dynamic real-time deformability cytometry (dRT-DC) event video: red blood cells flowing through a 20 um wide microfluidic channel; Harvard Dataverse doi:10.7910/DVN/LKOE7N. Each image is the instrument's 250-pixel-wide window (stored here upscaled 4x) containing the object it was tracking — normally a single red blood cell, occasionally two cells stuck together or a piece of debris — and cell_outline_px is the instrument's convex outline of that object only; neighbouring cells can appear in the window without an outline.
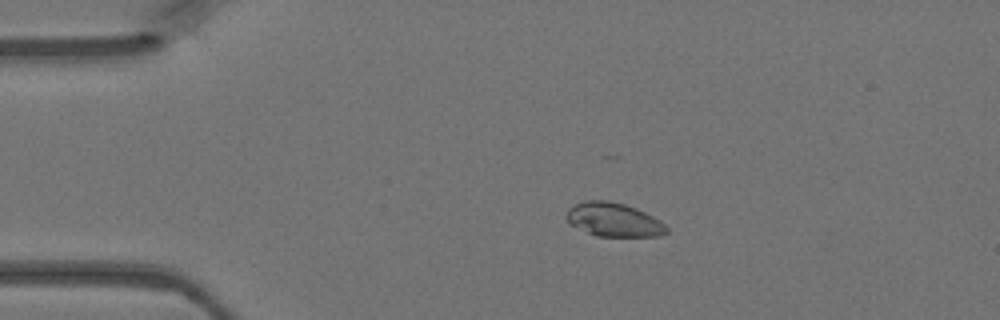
{"species": "Egyptian fruit bat (a non-hibernating species)", "species_latin": "Rousettus aegyptiacus", "temperature_condition": "warm", "stored_images_in_passage": 47, "camera_frame_rate_fps": 3000, "um_per_image_px": 0.085, "animal": {"sex": "female"}, "frame": {"image": 1, "passage_image": 10, "time_ms": 3.0, "image_size_px": [1000, 320], "cell_outline_px": [[668, 232], [660, 236], [596, 236], [572, 224], [564, 216], [568, 208], [576, 204], [588, 200], [608, 200], [624, 204], [636, 208], [660, 220], [668, 228]], "centroid_in_image_um": [52.18, 18.67], "position_along_channel_um": 32.8, "area_um2": 19.54}}
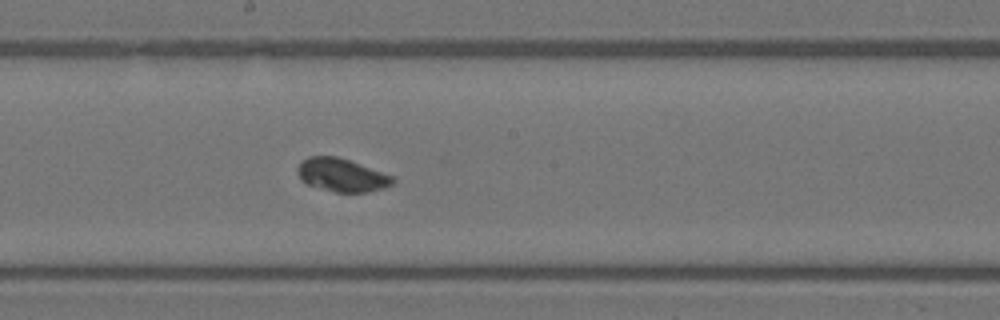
{"frame": {"image": 2, "passage_image": 26, "time_ms": 8.333, "image_size_px": [1000, 320], "cell_outline_px": [[396, 180], [392, 184], [384, 188], [368, 192], [336, 192], [308, 184], [296, 172], [296, 168], [300, 160], [308, 156], [336, 156], [396, 176]], "centroid_in_image_um": [29.08, 14.86], "position_along_channel_um": 219.1, "area_um2": 18.44}}
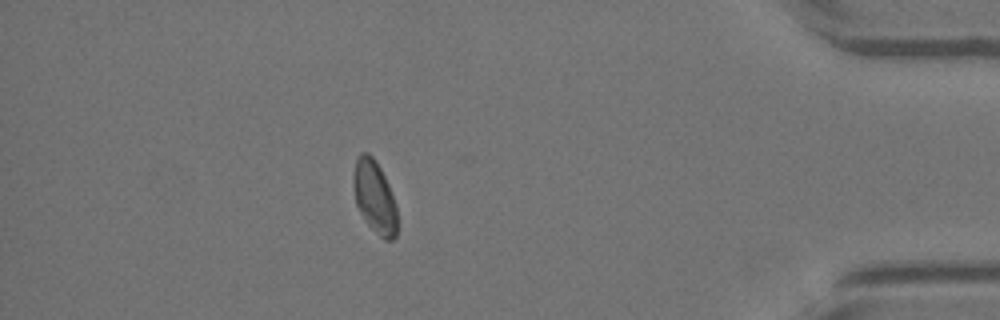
{"frame": {"image": 3, "passage_image": 42, "time_ms": 13.667, "image_size_px": [1000, 320], "cell_outline_px": [[396, 236], [392, 240], [384, 240], [368, 224], [360, 212], [356, 204], [352, 184], [352, 176], [356, 160], [360, 152], [368, 152], [376, 160], [388, 184], [396, 204]], "centroid_in_image_um": [31.81, 16.7], "position_along_channel_um": 403.4, "area_um2": 18.5}}